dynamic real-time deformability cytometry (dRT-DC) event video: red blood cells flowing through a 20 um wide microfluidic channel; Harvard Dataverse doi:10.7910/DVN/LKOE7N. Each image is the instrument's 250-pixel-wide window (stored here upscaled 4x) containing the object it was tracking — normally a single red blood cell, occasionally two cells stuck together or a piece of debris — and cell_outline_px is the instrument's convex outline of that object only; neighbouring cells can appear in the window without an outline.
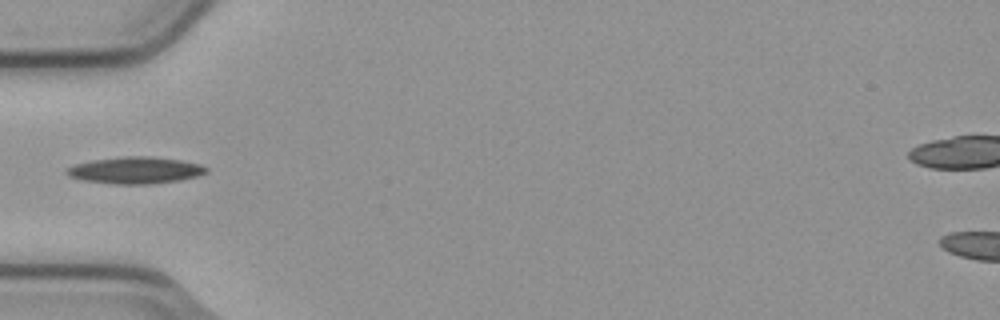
{"species": "common noctule bat (a hibernating species)", "species_latin": "Nyctalus noctula", "temperature_condition": "cold", "stored_images_in_passage": 7, "camera_frame_rate_fps": 3000, "um_per_image_px": 0.085, "animal": {"sex": "male", "body_mass_g": 23.1, "forearm_length_mm": 52.7}, "frame": {"image": 1, "passage_image": 4, "time_ms": 1.0, "image_size_px": [1000, 320], "cell_outline_px": [[208, 172], [196, 176], [180, 180], [152, 184], [112, 184], [80, 180], [68, 176], [64, 172], [68, 168], [76, 164], [92, 160], [124, 156], [148, 156], [180, 160], [200, 164], [208, 168]], "centroid_in_image_um": [11.48, 14.48], "position_along_channel_um": 73.5, "area_um2": 21.85}}
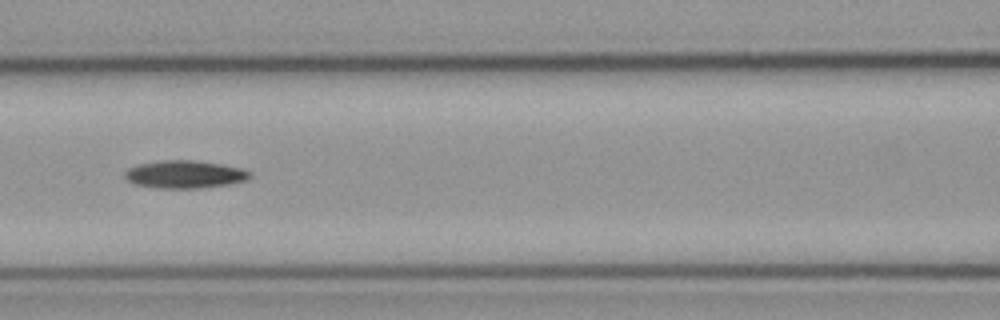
{"frame": {"image": 2, "passage_image": 6, "time_ms": 1.667, "image_size_px": [1000, 320], "cell_outline_px": [[252, 176], [244, 180], [228, 184], [200, 188], [156, 188], [136, 184], [128, 180], [124, 176], [124, 172], [128, 168], [140, 164], [160, 160], [196, 160], [220, 164], [240, 168], [248, 172]], "centroid_in_image_um": [15.66, 14.81], "position_along_channel_um": 150.9, "area_um2": 20.0}}
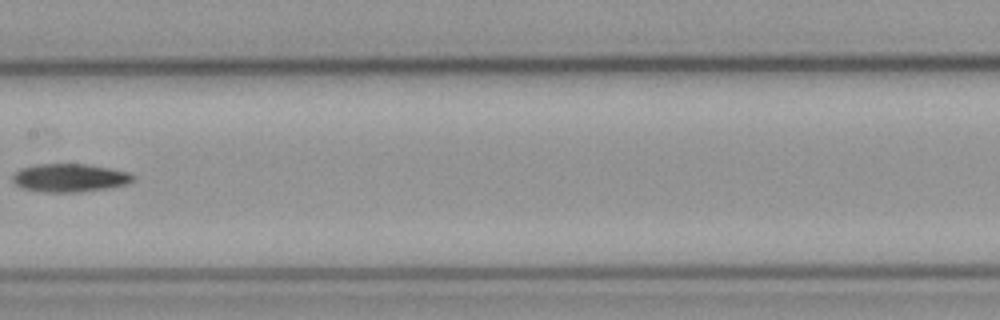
{"frame": {"image": 3, "passage_image": 7, "time_ms": 2.0, "image_size_px": [1000, 320], "cell_outline_px": [[136, 176], [128, 184], [112, 188], [80, 192], [44, 192], [24, 188], [16, 184], [12, 180], [12, 176], [20, 168], [36, 164], [84, 164], [108, 168], [128, 172]], "centroid_in_image_um": [5.95, 15.12], "position_along_channel_um": 201.5, "area_um2": 19.83}}